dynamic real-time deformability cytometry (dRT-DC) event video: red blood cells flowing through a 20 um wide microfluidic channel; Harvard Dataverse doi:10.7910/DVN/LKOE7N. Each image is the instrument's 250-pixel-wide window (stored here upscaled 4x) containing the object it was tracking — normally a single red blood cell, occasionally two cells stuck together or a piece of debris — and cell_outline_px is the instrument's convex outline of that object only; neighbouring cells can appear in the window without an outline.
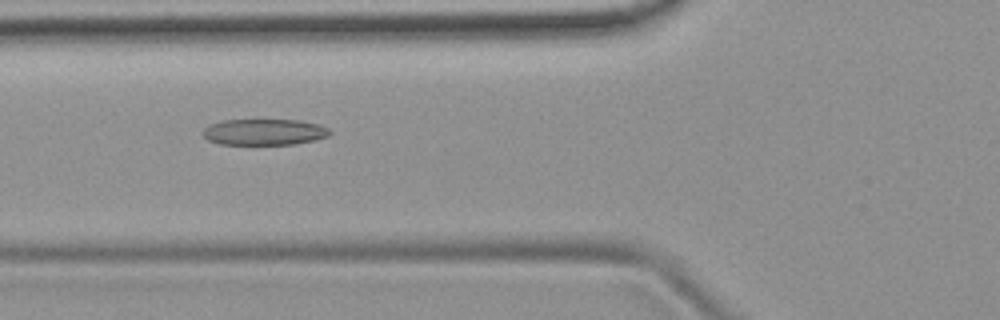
{"species": "common noctule bat (a hibernating species)", "species_latin": "Nyctalus noctula", "temperature_condition": "room temperature", "stored_images_in_passage": 7, "camera_frame_rate_fps": 3000, "um_per_image_px": 0.085, "animal": {"sex": "female", "body_mass_g": 19.9}, "frame": {"image": 1, "passage_image": 6, "time_ms": 5.667, "image_size_px": [1000, 320], "cell_outline_px": [[332, 132], [328, 136], [316, 140], [296, 144], [220, 144], [208, 140], [204, 136], [204, 128], [208, 124], [224, 120], [300, 120], [320, 124], [328, 128]], "centroid_in_image_um": [22.5, 11.22], "position_along_channel_um": 103.3, "area_um2": 19.42}}
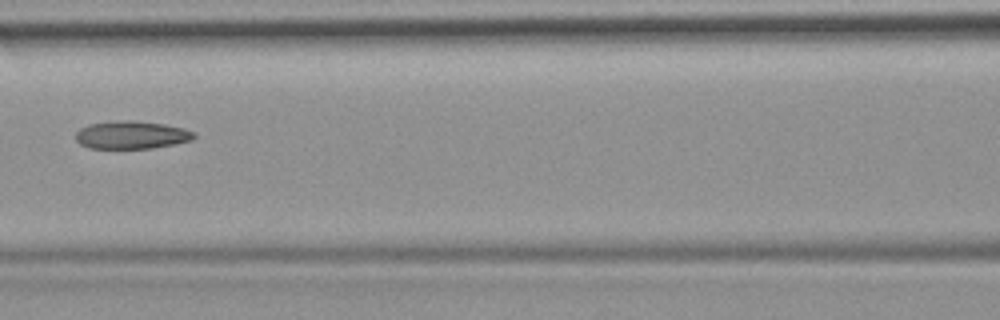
{"frame": {"image": 2, "passage_image": 7, "time_ms": 7.0, "image_size_px": [1000, 320], "cell_outline_px": [[196, 136], [192, 140], [152, 148], [88, 148], [80, 144], [76, 140], [76, 132], [80, 128], [88, 124], [116, 120], [132, 120], [164, 124], [184, 128], [196, 132]], "centroid_in_image_um": [11.17, 11.46], "position_along_channel_um": 155.4, "area_um2": 19.31}}